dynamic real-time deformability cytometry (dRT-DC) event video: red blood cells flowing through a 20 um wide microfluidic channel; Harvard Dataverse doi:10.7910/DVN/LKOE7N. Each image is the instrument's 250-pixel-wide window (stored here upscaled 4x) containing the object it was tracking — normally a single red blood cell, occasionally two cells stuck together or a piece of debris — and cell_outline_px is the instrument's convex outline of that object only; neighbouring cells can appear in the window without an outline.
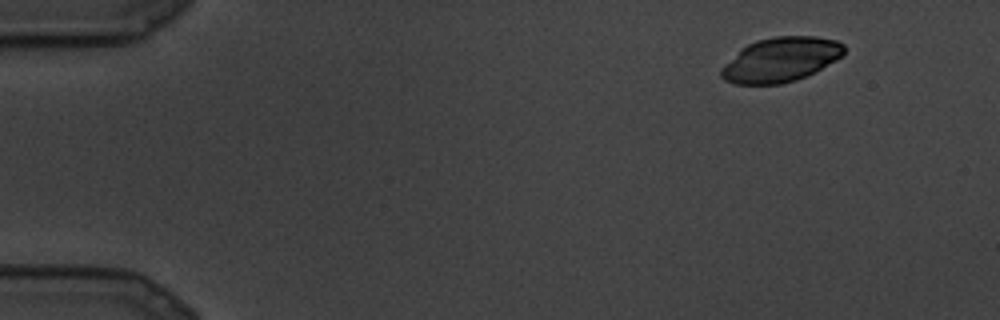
{"species": "common noctule bat (a hibernating species)", "species_latin": "Nyctalus noctula", "temperature_condition": "cold", "stored_images_in_passage": 13, "camera_frame_rate_fps": 3000, "um_per_image_px": 0.085, "animal": {"sex": "male", "body_mass_g": 19.5, "forearm_length_mm": 54.6}, "frame": {"image": 1, "passage_image": 1, "time_ms": 0.0, "image_size_px": [1000, 320], "cell_outline_px": [[844, 52], [836, 60], [816, 72], [808, 76], [796, 80], [780, 84], [736, 84], [724, 80], [720, 76], [720, 68], [740, 48], [756, 40], [772, 36], [816, 36], [836, 40], [844, 44]], "centroid_in_image_um": [66.34, 5.07], "position_along_channel_um": 18.7, "area_um2": 32.14}}